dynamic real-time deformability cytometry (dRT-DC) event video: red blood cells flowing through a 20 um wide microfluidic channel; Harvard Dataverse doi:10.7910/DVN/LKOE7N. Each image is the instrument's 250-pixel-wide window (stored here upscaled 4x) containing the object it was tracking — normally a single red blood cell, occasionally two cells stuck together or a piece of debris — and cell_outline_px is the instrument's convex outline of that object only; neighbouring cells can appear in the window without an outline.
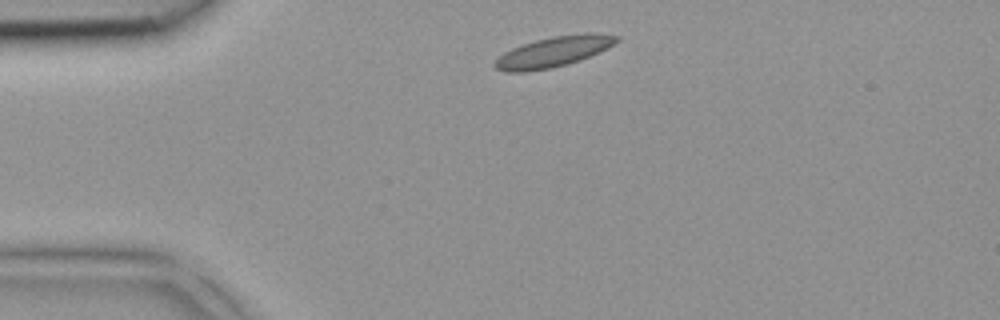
{"species": "common noctule bat (a hibernating species)", "species_latin": "Nyctalus noctula", "temperature_condition": "room temperature", "stored_images_in_passage": 3, "camera_frame_rate_fps": 3000, "um_per_image_px": 0.085, "animal": {"sex": "female", "body_mass_g": 18.4}, "frame": {"image": 1, "passage_image": 1, "time_ms": 0.0, "image_size_px": [1000, 320], "cell_outline_px": [[620, 40], [580, 60], [568, 64], [552, 68], [524, 72], [504, 72], [496, 68], [492, 64], [504, 52], [512, 48], [536, 40], [552, 36], [620, 36]], "centroid_in_image_um": [46.87, 4.47], "position_along_channel_um": 38.1, "area_um2": 20.35}}